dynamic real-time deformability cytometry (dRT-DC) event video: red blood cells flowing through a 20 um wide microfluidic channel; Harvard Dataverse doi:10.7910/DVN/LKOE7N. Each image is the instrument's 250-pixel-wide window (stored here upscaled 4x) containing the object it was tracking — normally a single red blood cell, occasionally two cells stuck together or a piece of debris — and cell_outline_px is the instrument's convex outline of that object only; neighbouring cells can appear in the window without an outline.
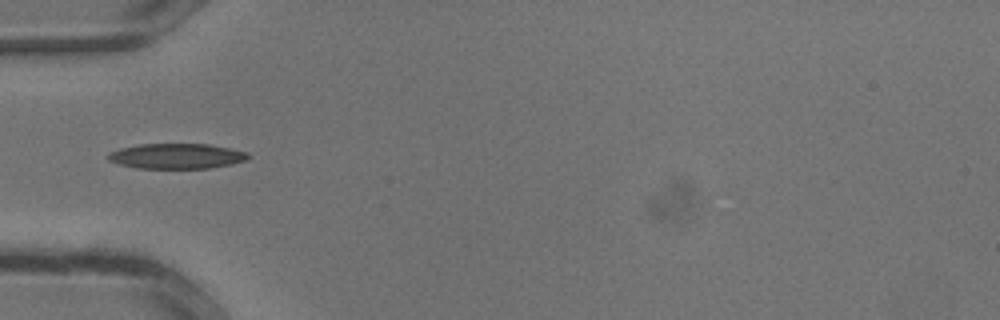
{"species": "common noctule bat (a hibernating species)", "species_latin": "Nyctalus noctula", "temperature_condition": "warm", "stored_images_in_passage": 19, "camera_frame_rate_fps": 3000, "um_per_image_px": 0.085, "animal": {"sex": "male", "body_mass_g": 13.3}, "frame": {"image": 1, "passage_image": 1, "time_ms": 0.0, "image_size_px": [1000, 320], "cell_outline_px": [[252, 156], [248, 160], [232, 164], [208, 168], [136, 168], [120, 164], [108, 160], [108, 152], [120, 148], [140, 144], [208, 144], [248, 152]], "centroid_in_image_um": [15.04, 13.27], "position_along_channel_um": 70.0, "area_um2": 20.63}}
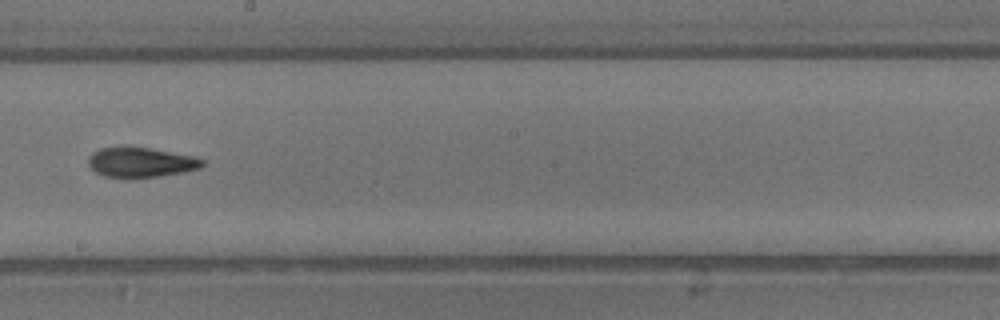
{"frame": {"image": 2, "passage_image": 9, "time_ms": 2.667, "image_size_px": [1000, 320], "cell_outline_px": [[204, 164], [200, 168], [184, 172], [156, 176], [104, 176], [96, 172], [88, 164], [88, 156], [92, 152], [100, 148], [124, 144], [152, 148], [196, 156], [204, 160]], "centroid_in_image_um": [11.96, 13.73], "position_along_channel_um": 236.2, "area_um2": 20.11}}
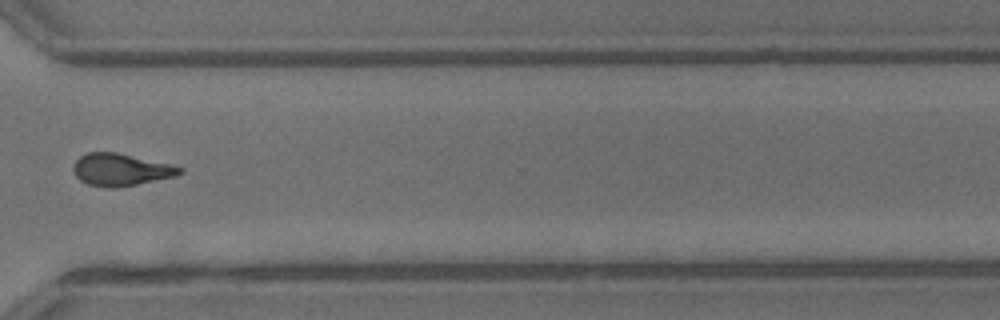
{"frame": {"image": 3, "passage_image": 15, "time_ms": 4.667, "image_size_px": [1000, 320], "cell_outline_px": [[184, 172], [176, 176], [116, 188], [112, 188], [88, 184], [80, 180], [76, 176], [72, 168], [76, 160], [80, 156], [88, 152], [116, 152], [168, 164], [184, 168]], "centroid_in_image_um": [10.25, 14.42], "position_along_channel_um": 360.3, "area_um2": 19.77}}